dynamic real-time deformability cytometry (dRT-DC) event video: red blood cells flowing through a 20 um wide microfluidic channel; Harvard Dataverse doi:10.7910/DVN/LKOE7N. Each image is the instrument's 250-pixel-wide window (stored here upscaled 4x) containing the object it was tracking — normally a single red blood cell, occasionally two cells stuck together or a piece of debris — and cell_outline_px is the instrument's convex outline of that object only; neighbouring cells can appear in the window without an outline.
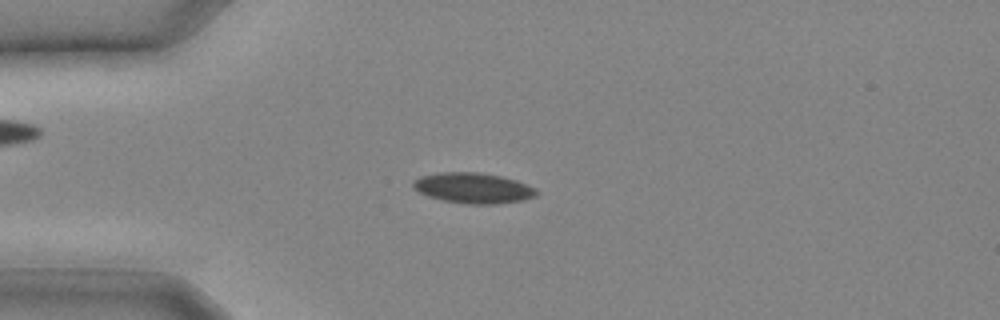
{"species": "common noctule bat (a hibernating species)", "species_latin": "Nyctalus noctula", "temperature_condition": "cold", "stored_images_in_passage": 31, "camera_frame_rate_fps": 3000, "um_per_image_px": 0.085, "animal": {"sex": "male", "body_mass_g": 20.4}, "frame": {"image": 1, "passage_image": 7, "time_ms": 2.0, "image_size_px": [1000, 320], "cell_outline_px": [[540, 192], [536, 196], [524, 200], [496, 204], [468, 204], [444, 200], [428, 196], [412, 188], [412, 180], [420, 176], [436, 172], [476, 172], [500, 176], [516, 180], [536, 188]], "centroid_in_image_um": [40.22, 15.98], "position_along_channel_um": 44.8, "area_um2": 22.08}}
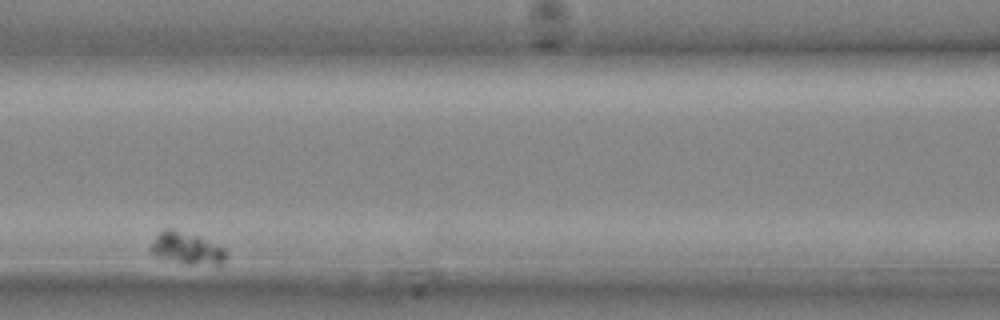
{"frame": {"image": 2, "passage_image": 16, "time_ms": 5.0, "image_size_px": [1000, 320], "cell_outline_px": [[228, 252], [224, 260], [220, 264], [188, 264], [160, 260], [148, 252], [148, 248], [156, 236], [164, 228], [172, 228], [196, 236], [224, 248]], "centroid_in_image_um": [15.77, 21.13], "position_along_channel_um": 150.8, "area_um2": 14.22}}
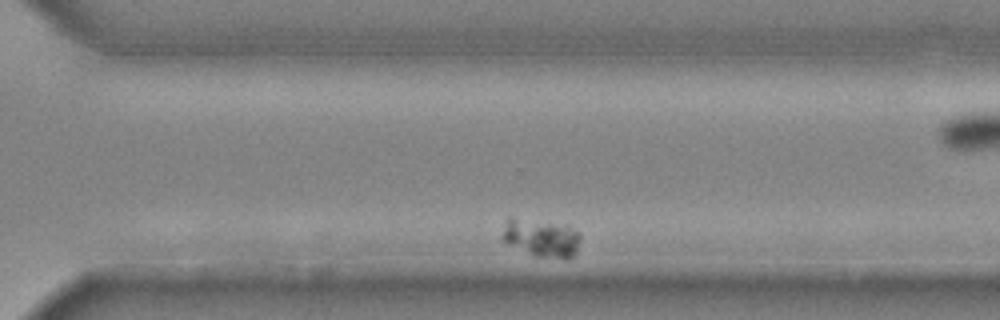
{"frame": {"image": 3, "passage_image": 28, "time_ms": 9.0, "image_size_px": [1000, 320], "cell_outline_px": [[580, 236], [576, 248], [572, 256], [532, 256], [500, 240], [500, 236], [508, 216], [512, 216], [568, 224], [580, 232]], "centroid_in_image_um": [45.93, 20.14], "position_along_channel_um": 324.7, "area_um2": 17.51}}